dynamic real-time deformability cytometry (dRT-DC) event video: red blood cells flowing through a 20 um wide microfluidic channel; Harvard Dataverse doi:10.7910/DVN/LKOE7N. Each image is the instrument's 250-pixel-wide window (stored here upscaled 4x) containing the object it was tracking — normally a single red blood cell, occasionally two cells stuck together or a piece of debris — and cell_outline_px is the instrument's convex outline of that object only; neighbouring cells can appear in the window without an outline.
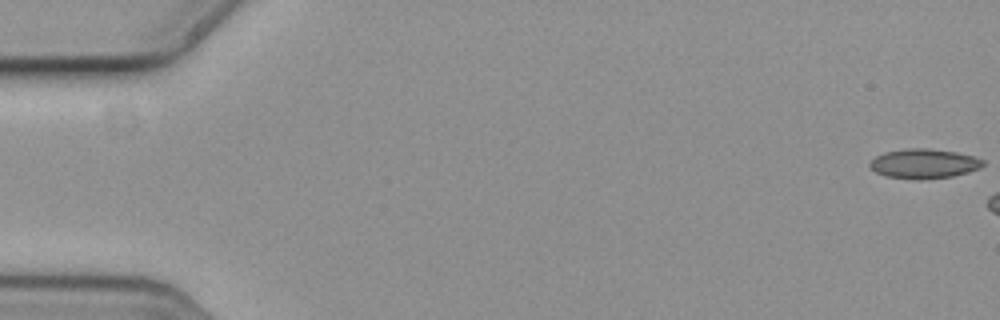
{"species": "common noctule bat (a hibernating species)", "species_latin": "Nyctalus noctula", "temperature_condition": "cold", "stored_images_in_passage": 7, "camera_frame_rate_fps": 3000, "um_per_image_px": 0.085, "animal": {"sex": "female", "body_mass_g": 19.3, "forearm_length_mm": 54.1}, "frame": {"image": 1, "passage_image": 1, "time_ms": 0.0, "image_size_px": [1000, 320], "cell_outline_px": [[984, 164], [980, 168], [968, 172], [952, 176], [884, 176], [876, 172], [868, 164], [876, 156], [884, 152], [908, 148], [928, 148], [956, 152], [976, 156], [984, 160]], "centroid_in_image_um": [78.58, 13.84], "position_along_channel_um": 6.4, "area_um2": 18.61}}